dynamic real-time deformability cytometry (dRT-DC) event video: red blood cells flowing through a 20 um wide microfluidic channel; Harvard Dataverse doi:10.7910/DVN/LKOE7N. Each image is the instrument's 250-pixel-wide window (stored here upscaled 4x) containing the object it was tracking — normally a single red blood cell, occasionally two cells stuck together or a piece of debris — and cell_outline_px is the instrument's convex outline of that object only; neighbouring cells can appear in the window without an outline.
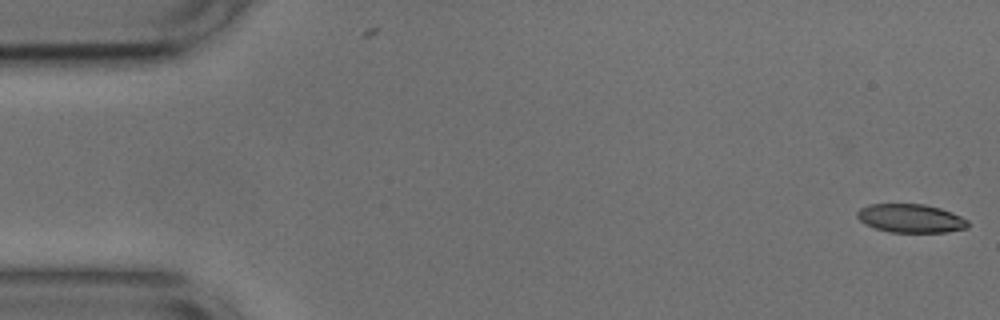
{"species": "common noctule bat (a hibernating species)", "species_latin": "Nyctalus noctula", "temperature_condition": "cold", "stored_images_in_passage": 32, "camera_frame_rate_fps": 3000, "um_per_image_px": 0.085, "animal": {"sex": "male", "body_mass_g": 17.9, "forearm_length_mm": 54.2}, "frame": {"image": 1, "passage_image": 1, "time_ms": 0.0, "image_size_px": [1000, 320], "cell_outline_px": [[968, 228], [944, 232], [888, 232], [864, 224], [856, 216], [856, 212], [860, 208], [868, 204], [924, 204], [940, 208], [952, 212], [968, 220]], "centroid_in_image_um": [77.39, 18.55], "position_along_channel_um": 7.6, "area_um2": 18.5}}
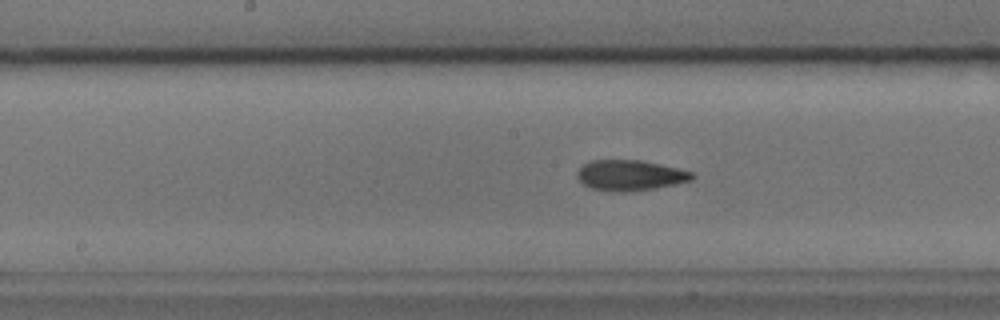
{"frame": {"image": 2, "passage_image": 26, "time_ms": 8.333, "image_size_px": [1000, 320], "cell_outline_px": [[696, 176], [692, 180], [676, 184], [632, 192], [612, 192], [592, 188], [584, 184], [576, 176], [576, 172], [584, 164], [592, 160], [640, 160], [660, 164], [692, 172]], "centroid_in_image_um": [53.56, 14.91], "position_along_channel_um": 194.6, "area_um2": 20.46}}
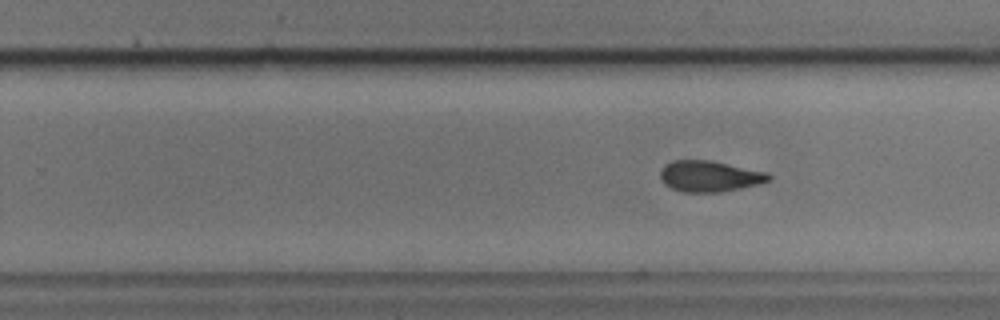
{"frame": {"image": 3, "passage_image": 32, "time_ms": 10.333, "image_size_px": [1000, 320], "cell_outline_px": [[772, 180], [760, 184], [720, 192], [684, 192], [672, 188], [664, 184], [660, 176], [660, 168], [664, 164], [672, 160], [708, 160], [768, 172], [772, 176]], "centroid_in_image_um": [60.31, 14.97], "position_along_channel_um": 269.5, "area_um2": 19.71}}